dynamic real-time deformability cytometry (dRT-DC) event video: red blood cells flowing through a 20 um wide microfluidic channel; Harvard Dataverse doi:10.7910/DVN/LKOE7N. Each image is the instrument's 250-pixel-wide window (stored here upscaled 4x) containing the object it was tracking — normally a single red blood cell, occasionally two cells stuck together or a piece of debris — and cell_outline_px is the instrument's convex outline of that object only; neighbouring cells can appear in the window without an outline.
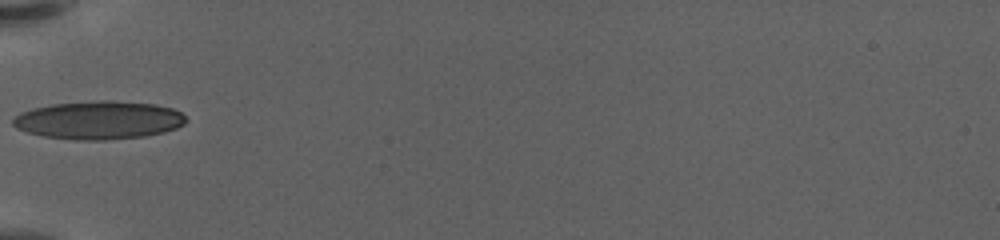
{"species": "human", "species_latin": "Homo sapiens", "temperature_condition": "warm", "stored_images_in_passage": 37, "camera_frame_rate_fps": 3000, "um_per_image_px": 0.085, "donor": {"sex": "female"}, "frame": {"image": 1, "passage_image": 1, "time_ms": 0.0, "image_size_px": [1000, 240], "cell_outline_px": [[188, 120], [184, 124], [176, 128], [164, 132], [144, 136], [104, 140], [76, 140], [44, 136], [28, 132], [16, 128], [12, 124], [12, 120], [20, 112], [32, 108], [52, 104], [100, 100], [104, 100], [156, 104], [172, 108], [180, 112]], "centroid_in_image_um": [8.39, 10.21], "position_along_channel_um": 76.6, "area_um2": 38.49}}
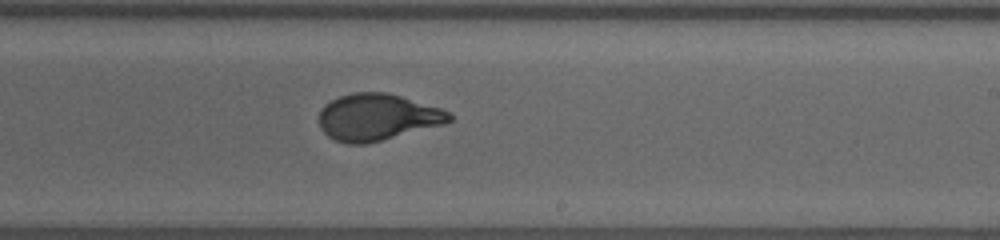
{"frame": {"image": 2, "passage_image": 16, "time_ms": 5.0, "image_size_px": [1000, 240], "cell_outline_px": [[452, 120], [444, 124], [368, 144], [348, 144], [336, 140], [328, 136], [320, 128], [320, 112], [324, 104], [340, 96], [352, 92], [388, 92], [440, 108], [448, 112], [452, 116]], "centroid_in_image_um": [32.06, 9.96], "position_along_channel_um": 256.9, "area_um2": 35.37}}
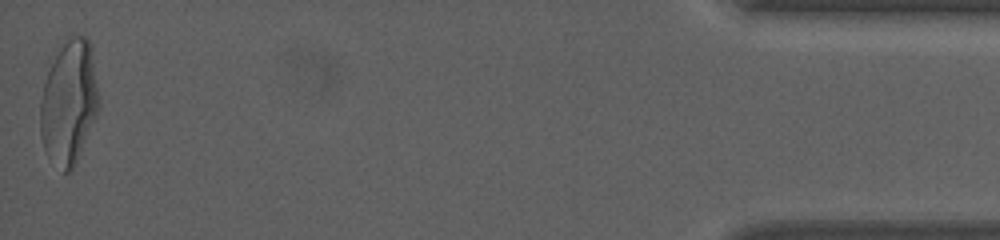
{"frame": {"image": 3, "passage_image": 37, "time_ms": 12.0, "image_size_px": [1000, 240], "cell_outline_px": [[100, 108], [72, 172], [64, 172], [44, 148], [40, 136], [40, 100], [44, 84], [48, 72], [60, 48], [72, 32], [84, 36], [92, 44]], "centroid_in_image_um": [5.89, 8.66], "position_along_channel_um": 429.3, "area_um2": 42.25}, "authors_computed_cell_mechanics": {"area_um2": 35.9516, "velocity_mm_per_s": 3.6129, "shape_relaxation_time_tau1_ms": 4.9815, "shape_relaxation_time_tau2_ms": null, "deformation_change_tau1": 0.233, "deformation_change_tau2": null}}